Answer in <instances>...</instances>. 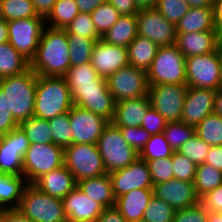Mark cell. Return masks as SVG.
Returning <instances> with one entry per match:
<instances>
[{"label":"cell","mask_w":222,"mask_h":222,"mask_svg":"<svg viewBox=\"0 0 222 222\" xmlns=\"http://www.w3.org/2000/svg\"><path fill=\"white\" fill-rule=\"evenodd\" d=\"M70 50L67 32L45 26L30 68L41 76H64L70 68Z\"/></svg>","instance_id":"obj_1"},{"label":"cell","mask_w":222,"mask_h":222,"mask_svg":"<svg viewBox=\"0 0 222 222\" xmlns=\"http://www.w3.org/2000/svg\"><path fill=\"white\" fill-rule=\"evenodd\" d=\"M72 107L71 91L64 76L38 75L34 116L50 120Z\"/></svg>","instance_id":"obj_2"},{"label":"cell","mask_w":222,"mask_h":222,"mask_svg":"<svg viewBox=\"0 0 222 222\" xmlns=\"http://www.w3.org/2000/svg\"><path fill=\"white\" fill-rule=\"evenodd\" d=\"M37 78L31 68L21 74L0 78V88L7 95L8 109L18 123L34 115Z\"/></svg>","instance_id":"obj_3"},{"label":"cell","mask_w":222,"mask_h":222,"mask_svg":"<svg viewBox=\"0 0 222 222\" xmlns=\"http://www.w3.org/2000/svg\"><path fill=\"white\" fill-rule=\"evenodd\" d=\"M185 59L176 44L158 47L156 56L147 71L148 84L187 85Z\"/></svg>","instance_id":"obj_4"},{"label":"cell","mask_w":222,"mask_h":222,"mask_svg":"<svg viewBox=\"0 0 222 222\" xmlns=\"http://www.w3.org/2000/svg\"><path fill=\"white\" fill-rule=\"evenodd\" d=\"M17 209L31 222H68L62 199L41 192L33 184L24 189Z\"/></svg>","instance_id":"obj_5"},{"label":"cell","mask_w":222,"mask_h":222,"mask_svg":"<svg viewBox=\"0 0 222 222\" xmlns=\"http://www.w3.org/2000/svg\"><path fill=\"white\" fill-rule=\"evenodd\" d=\"M97 147L108 174L125 168L139 157V153L123 139L120 128L112 122L103 130Z\"/></svg>","instance_id":"obj_6"},{"label":"cell","mask_w":222,"mask_h":222,"mask_svg":"<svg viewBox=\"0 0 222 222\" xmlns=\"http://www.w3.org/2000/svg\"><path fill=\"white\" fill-rule=\"evenodd\" d=\"M64 165L77 182L107 174L97 144H71L64 149Z\"/></svg>","instance_id":"obj_7"},{"label":"cell","mask_w":222,"mask_h":222,"mask_svg":"<svg viewBox=\"0 0 222 222\" xmlns=\"http://www.w3.org/2000/svg\"><path fill=\"white\" fill-rule=\"evenodd\" d=\"M64 165V149L54 143L31 144L23 158V176L33 184L43 174Z\"/></svg>","instance_id":"obj_8"},{"label":"cell","mask_w":222,"mask_h":222,"mask_svg":"<svg viewBox=\"0 0 222 222\" xmlns=\"http://www.w3.org/2000/svg\"><path fill=\"white\" fill-rule=\"evenodd\" d=\"M217 51L185 59L188 87L208 88L217 91L221 81V59Z\"/></svg>","instance_id":"obj_9"},{"label":"cell","mask_w":222,"mask_h":222,"mask_svg":"<svg viewBox=\"0 0 222 222\" xmlns=\"http://www.w3.org/2000/svg\"><path fill=\"white\" fill-rule=\"evenodd\" d=\"M106 82L115 102L148 96L147 72L131 65L108 76Z\"/></svg>","instance_id":"obj_10"},{"label":"cell","mask_w":222,"mask_h":222,"mask_svg":"<svg viewBox=\"0 0 222 222\" xmlns=\"http://www.w3.org/2000/svg\"><path fill=\"white\" fill-rule=\"evenodd\" d=\"M8 42L26 59L31 61L37 52L45 24L43 17H30L7 22Z\"/></svg>","instance_id":"obj_11"},{"label":"cell","mask_w":222,"mask_h":222,"mask_svg":"<svg viewBox=\"0 0 222 222\" xmlns=\"http://www.w3.org/2000/svg\"><path fill=\"white\" fill-rule=\"evenodd\" d=\"M187 90L188 86L182 84L149 85L150 105L167 122H178L181 120Z\"/></svg>","instance_id":"obj_12"},{"label":"cell","mask_w":222,"mask_h":222,"mask_svg":"<svg viewBox=\"0 0 222 222\" xmlns=\"http://www.w3.org/2000/svg\"><path fill=\"white\" fill-rule=\"evenodd\" d=\"M136 18L139 36L150 39L158 47L176 43V26L164 18L155 7L139 9Z\"/></svg>","instance_id":"obj_13"},{"label":"cell","mask_w":222,"mask_h":222,"mask_svg":"<svg viewBox=\"0 0 222 222\" xmlns=\"http://www.w3.org/2000/svg\"><path fill=\"white\" fill-rule=\"evenodd\" d=\"M73 105L89 110L112 121L115 105L113 95L107 85H86L69 87Z\"/></svg>","instance_id":"obj_14"},{"label":"cell","mask_w":222,"mask_h":222,"mask_svg":"<svg viewBox=\"0 0 222 222\" xmlns=\"http://www.w3.org/2000/svg\"><path fill=\"white\" fill-rule=\"evenodd\" d=\"M72 144H97L103 130L110 122L103 116L73 105L69 110Z\"/></svg>","instance_id":"obj_15"},{"label":"cell","mask_w":222,"mask_h":222,"mask_svg":"<svg viewBox=\"0 0 222 222\" xmlns=\"http://www.w3.org/2000/svg\"><path fill=\"white\" fill-rule=\"evenodd\" d=\"M30 143L25 132L16 127L0 137V172L23 175V158Z\"/></svg>","instance_id":"obj_16"},{"label":"cell","mask_w":222,"mask_h":222,"mask_svg":"<svg viewBox=\"0 0 222 222\" xmlns=\"http://www.w3.org/2000/svg\"><path fill=\"white\" fill-rule=\"evenodd\" d=\"M115 198L134 189H153L148 164L138 157L125 168L109 173Z\"/></svg>","instance_id":"obj_17"},{"label":"cell","mask_w":222,"mask_h":222,"mask_svg":"<svg viewBox=\"0 0 222 222\" xmlns=\"http://www.w3.org/2000/svg\"><path fill=\"white\" fill-rule=\"evenodd\" d=\"M90 63L101 77L107 78L130 65L127 47L111 45L100 39L94 45Z\"/></svg>","instance_id":"obj_18"},{"label":"cell","mask_w":222,"mask_h":222,"mask_svg":"<svg viewBox=\"0 0 222 222\" xmlns=\"http://www.w3.org/2000/svg\"><path fill=\"white\" fill-rule=\"evenodd\" d=\"M215 94L213 89L188 87L180 121L196 127L207 115L214 113Z\"/></svg>","instance_id":"obj_19"},{"label":"cell","mask_w":222,"mask_h":222,"mask_svg":"<svg viewBox=\"0 0 222 222\" xmlns=\"http://www.w3.org/2000/svg\"><path fill=\"white\" fill-rule=\"evenodd\" d=\"M153 195L165 201L175 210L192 207L199 203L194 183L175 178L154 184Z\"/></svg>","instance_id":"obj_20"},{"label":"cell","mask_w":222,"mask_h":222,"mask_svg":"<svg viewBox=\"0 0 222 222\" xmlns=\"http://www.w3.org/2000/svg\"><path fill=\"white\" fill-rule=\"evenodd\" d=\"M62 203L68 222H96L105 209L87 197L78 186L62 199Z\"/></svg>","instance_id":"obj_21"},{"label":"cell","mask_w":222,"mask_h":222,"mask_svg":"<svg viewBox=\"0 0 222 222\" xmlns=\"http://www.w3.org/2000/svg\"><path fill=\"white\" fill-rule=\"evenodd\" d=\"M33 185L43 193L63 199L77 186V183L72 172L63 165L49 173L43 174Z\"/></svg>","instance_id":"obj_22"},{"label":"cell","mask_w":222,"mask_h":222,"mask_svg":"<svg viewBox=\"0 0 222 222\" xmlns=\"http://www.w3.org/2000/svg\"><path fill=\"white\" fill-rule=\"evenodd\" d=\"M150 107L148 96L116 102L111 122L117 127H139Z\"/></svg>","instance_id":"obj_23"},{"label":"cell","mask_w":222,"mask_h":222,"mask_svg":"<svg viewBox=\"0 0 222 222\" xmlns=\"http://www.w3.org/2000/svg\"><path fill=\"white\" fill-rule=\"evenodd\" d=\"M153 189H134L129 193L116 198L114 207L121 213L127 222L143 219Z\"/></svg>","instance_id":"obj_24"},{"label":"cell","mask_w":222,"mask_h":222,"mask_svg":"<svg viewBox=\"0 0 222 222\" xmlns=\"http://www.w3.org/2000/svg\"><path fill=\"white\" fill-rule=\"evenodd\" d=\"M175 44L186 58L212 53L216 51L215 31L177 34Z\"/></svg>","instance_id":"obj_25"},{"label":"cell","mask_w":222,"mask_h":222,"mask_svg":"<svg viewBox=\"0 0 222 222\" xmlns=\"http://www.w3.org/2000/svg\"><path fill=\"white\" fill-rule=\"evenodd\" d=\"M213 7H190L176 25V34L215 31Z\"/></svg>","instance_id":"obj_26"},{"label":"cell","mask_w":222,"mask_h":222,"mask_svg":"<svg viewBox=\"0 0 222 222\" xmlns=\"http://www.w3.org/2000/svg\"><path fill=\"white\" fill-rule=\"evenodd\" d=\"M80 190L91 200L100 203L105 208L115 205V196L113 193L112 182L109 174L98 177H92L77 182Z\"/></svg>","instance_id":"obj_27"},{"label":"cell","mask_w":222,"mask_h":222,"mask_svg":"<svg viewBox=\"0 0 222 222\" xmlns=\"http://www.w3.org/2000/svg\"><path fill=\"white\" fill-rule=\"evenodd\" d=\"M27 185L23 175L0 172V210L18 208Z\"/></svg>","instance_id":"obj_28"},{"label":"cell","mask_w":222,"mask_h":222,"mask_svg":"<svg viewBox=\"0 0 222 222\" xmlns=\"http://www.w3.org/2000/svg\"><path fill=\"white\" fill-rule=\"evenodd\" d=\"M137 35L136 15H121L102 39L111 45L127 47Z\"/></svg>","instance_id":"obj_29"},{"label":"cell","mask_w":222,"mask_h":222,"mask_svg":"<svg viewBox=\"0 0 222 222\" xmlns=\"http://www.w3.org/2000/svg\"><path fill=\"white\" fill-rule=\"evenodd\" d=\"M127 50L129 64L147 72L156 56L158 46L150 39L137 35L127 46Z\"/></svg>","instance_id":"obj_30"},{"label":"cell","mask_w":222,"mask_h":222,"mask_svg":"<svg viewBox=\"0 0 222 222\" xmlns=\"http://www.w3.org/2000/svg\"><path fill=\"white\" fill-rule=\"evenodd\" d=\"M30 68V61L9 42L0 44V78L21 74Z\"/></svg>","instance_id":"obj_31"},{"label":"cell","mask_w":222,"mask_h":222,"mask_svg":"<svg viewBox=\"0 0 222 222\" xmlns=\"http://www.w3.org/2000/svg\"><path fill=\"white\" fill-rule=\"evenodd\" d=\"M64 78L68 87L107 85L106 78L101 77L91 63L70 66Z\"/></svg>","instance_id":"obj_32"},{"label":"cell","mask_w":222,"mask_h":222,"mask_svg":"<svg viewBox=\"0 0 222 222\" xmlns=\"http://www.w3.org/2000/svg\"><path fill=\"white\" fill-rule=\"evenodd\" d=\"M18 127L25 132L30 145L53 143L51 128L46 119L37 118L33 115L22 120Z\"/></svg>","instance_id":"obj_33"},{"label":"cell","mask_w":222,"mask_h":222,"mask_svg":"<svg viewBox=\"0 0 222 222\" xmlns=\"http://www.w3.org/2000/svg\"><path fill=\"white\" fill-rule=\"evenodd\" d=\"M79 13L76 0H57L45 24L47 27L65 29Z\"/></svg>","instance_id":"obj_34"},{"label":"cell","mask_w":222,"mask_h":222,"mask_svg":"<svg viewBox=\"0 0 222 222\" xmlns=\"http://www.w3.org/2000/svg\"><path fill=\"white\" fill-rule=\"evenodd\" d=\"M193 183L196 195L200 198L222 185V172L206 163L197 165Z\"/></svg>","instance_id":"obj_35"},{"label":"cell","mask_w":222,"mask_h":222,"mask_svg":"<svg viewBox=\"0 0 222 222\" xmlns=\"http://www.w3.org/2000/svg\"><path fill=\"white\" fill-rule=\"evenodd\" d=\"M195 134L210 146L222 145V117L212 113L196 127Z\"/></svg>","instance_id":"obj_36"},{"label":"cell","mask_w":222,"mask_h":222,"mask_svg":"<svg viewBox=\"0 0 222 222\" xmlns=\"http://www.w3.org/2000/svg\"><path fill=\"white\" fill-rule=\"evenodd\" d=\"M0 17L8 22L40 16L31 0H0Z\"/></svg>","instance_id":"obj_37"},{"label":"cell","mask_w":222,"mask_h":222,"mask_svg":"<svg viewBox=\"0 0 222 222\" xmlns=\"http://www.w3.org/2000/svg\"><path fill=\"white\" fill-rule=\"evenodd\" d=\"M71 66L90 63L96 41L76 34H67Z\"/></svg>","instance_id":"obj_38"},{"label":"cell","mask_w":222,"mask_h":222,"mask_svg":"<svg viewBox=\"0 0 222 222\" xmlns=\"http://www.w3.org/2000/svg\"><path fill=\"white\" fill-rule=\"evenodd\" d=\"M90 15L92 22L101 37L106 34L121 16L114 6L108 2L99 5L90 13Z\"/></svg>","instance_id":"obj_39"},{"label":"cell","mask_w":222,"mask_h":222,"mask_svg":"<svg viewBox=\"0 0 222 222\" xmlns=\"http://www.w3.org/2000/svg\"><path fill=\"white\" fill-rule=\"evenodd\" d=\"M163 134L173 151H178L187 140L195 135V127L182 121L167 122Z\"/></svg>","instance_id":"obj_40"},{"label":"cell","mask_w":222,"mask_h":222,"mask_svg":"<svg viewBox=\"0 0 222 222\" xmlns=\"http://www.w3.org/2000/svg\"><path fill=\"white\" fill-rule=\"evenodd\" d=\"M173 149L165 139L163 133L151 135L145 147L139 153V157L145 161L171 157Z\"/></svg>","instance_id":"obj_41"},{"label":"cell","mask_w":222,"mask_h":222,"mask_svg":"<svg viewBox=\"0 0 222 222\" xmlns=\"http://www.w3.org/2000/svg\"><path fill=\"white\" fill-rule=\"evenodd\" d=\"M53 137V143L65 149L72 144V129L70 127L69 112L57 115L48 120Z\"/></svg>","instance_id":"obj_42"},{"label":"cell","mask_w":222,"mask_h":222,"mask_svg":"<svg viewBox=\"0 0 222 222\" xmlns=\"http://www.w3.org/2000/svg\"><path fill=\"white\" fill-rule=\"evenodd\" d=\"M175 211L165 201L153 195L144 211L143 219L147 222H172Z\"/></svg>","instance_id":"obj_43"},{"label":"cell","mask_w":222,"mask_h":222,"mask_svg":"<svg viewBox=\"0 0 222 222\" xmlns=\"http://www.w3.org/2000/svg\"><path fill=\"white\" fill-rule=\"evenodd\" d=\"M67 34H76L94 41L102 39L98 34L90 13H79L65 28Z\"/></svg>","instance_id":"obj_44"},{"label":"cell","mask_w":222,"mask_h":222,"mask_svg":"<svg viewBox=\"0 0 222 222\" xmlns=\"http://www.w3.org/2000/svg\"><path fill=\"white\" fill-rule=\"evenodd\" d=\"M210 147L209 144L195 134L187 140L177 152L189 158L194 164L200 165L205 163Z\"/></svg>","instance_id":"obj_45"},{"label":"cell","mask_w":222,"mask_h":222,"mask_svg":"<svg viewBox=\"0 0 222 222\" xmlns=\"http://www.w3.org/2000/svg\"><path fill=\"white\" fill-rule=\"evenodd\" d=\"M155 8L164 18L176 26L188 12L190 6L184 0H157Z\"/></svg>","instance_id":"obj_46"},{"label":"cell","mask_w":222,"mask_h":222,"mask_svg":"<svg viewBox=\"0 0 222 222\" xmlns=\"http://www.w3.org/2000/svg\"><path fill=\"white\" fill-rule=\"evenodd\" d=\"M172 169L175 179L182 181L193 182L197 165L194 164L189 158L181 155L179 152L174 151L171 156Z\"/></svg>","instance_id":"obj_47"},{"label":"cell","mask_w":222,"mask_h":222,"mask_svg":"<svg viewBox=\"0 0 222 222\" xmlns=\"http://www.w3.org/2000/svg\"><path fill=\"white\" fill-rule=\"evenodd\" d=\"M154 184L174 178L171 157L146 161Z\"/></svg>","instance_id":"obj_48"},{"label":"cell","mask_w":222,"mask_h":222,"mask_svg":"<svg viewBox=\"0 0 222 222\" xmlns=\"http://www.w3.org/2000/svg\"><path fill=\"white\" fill-rule=\"evenodd\" d=\"M123 139L138 153L145 147L150 139V134L141 126L139 127H119Z\"/></svg>","instance_id":"obj_49"},{"label":"cell","mask_w":222,"mask_h":222,"mask_svg":"<svg viewBox=\"0 0 222 222\" xmlns=\"http://www.w3.org/2000/svg\"><path fill=\"white\" fill-rule=\"evenodd\" d=\"M208 211L199 202L192 207L175 211L172 222H207Z\"/></svg>","instance_id":"obj_50"},{"label":"cell","mask_w":222,"mask_h":222,"mask_svg":"<svg viewBox=\"0 0 222 222\" xmlns=\"http://www.w3.org/2000/svg\"><path fill=\"white\" fill-rule=\"evenodd\" d=\"M18 124L12 115V111L8 109L7 95L0 88V137L7 135L14 128L18 127Z\"/></svg>","instance_id":"obj_51"},{"label":"cell","mask_w":222,"mask_h":222,"mask_svg":"<svg viewBox=\"0 0 222 222\" xmlns=\"http://www.w3.org/2000/svg\"><path fill=\"white\" fill-rule=\"evenodd\" d=\"M166 124L167 121L158 113V111L150 107L145 114L141 127L150 135H155L163 133Z\"/></svg>","instance_id":"obj_52"},{"label":"cell","mask_w":222,"mask_h":222,"mask_svg":"<svg viewBox=\"0 0 222 222\" xmlns=\"http://www.w3.org/2000/svg\"><path fill=\"white\" fill-rule=\"evenodd\" d=\"M199 202L207 211L222 213V185L205 193L199 198Z\"/></svg>","instance_id":"obj_53"},{"label":"cell","mask_w":222,"mask_h":222,"mask_svg":"<svg viewBox=\"0 0 222 222\" xmlns=\"http://www.w3.org/2000/svg\"><path fill=\"white\" fill-rule=\"evenodd\" d=\"M121 15H136L139 8L134 0H107Z\"/></svg>","instance_id":"obj_54"},{"label":"cell","mask_w":222,"mask_h":222,"mask_svg":"<svg viewBox=\"0 0 222 222\" xmlns=\"http://www.w3.org/2000/svg\"><path fill=\"white\" fill-rule=\"evenodd\" d=\"M0 222H31L17 208L0 210Z\"/></svg>","instance_id":"obj_55"},{"label":"cell","mask_w":222,"mask_h":222,"mask_svg":"<svg viewBox=\"0 0 222 222\" xmlns=\"http://www.w3.org/2000/svg\"><path fill=\"white\" fill-rule=\"evenodd\" d=\"M205 163L222 172V145L210 147Z\"/></svg>","instance_id":"obj_56"},{"label":"cell","mask_w":222,"mask_h":222,"mask_svg":"<svg viewBox=\"0 0 222 222\" xmlns=\"http://www.w3.org/2000/svg\"><path fill=\"white\" fill-rule=\"evenodd\" d=\"M96 222H127L121 213L113 206L105 208Z\"/></svg>","instance_id":"obj_57"},{"label":"cell","mask_w":222,"mask_h":222,"mask_svg":"<svg viewBox=\"0 0 222 222\" xmlns=\"http://www.w3.org/2000/svg\"><path fill=\"white\" fill-rule=\"evenodd\" d=\"M34 4L37 15L46 19L51 13L57 0H31Z\"/></svg>","instance_id":"obj_58"},{"label":"cell","mask_w":222,"mask_h":222,"mask_svg":"<svg viewBox=\"0 0 222 222\" xmlns=\"http://www.w3.org/2000/svg\"><path fill=\"white\" fill-rule=\"evenodd\" d=\"M107 0H76L79 12L91 13L99 5L106 3Z\"/></svg>","instance_id":"obj_59"},{"label":"cell","mask_w":222,"mask_h":222,"mask_svg":"<svg viewBox=\"0 0 222 222\" xmlns=\"http://www.w3.org/2000/svg\"><path fill=\"white\" fill-rule=\"evenodd\" d=\"M213 9H214L215 26H221L222 25V0H215Z\"/></svg>","instance_id":"obj_60"},{"label":"cell","mask_w":222,"mask_h":222,"mask_svg":"<svg viewBox=\"0 0 222 222\" xmlns=\"http://www.w3.org/2000/svg\"><path fill=\"white\" fill-rule=\"evenodd\" d=\"M9 39V30L7 21L4 18L0 17V44L8 42Z\"/></svg>","instance_id":"obj_61"},{"label":"cell","mask_w":222,"mask_h":222,"mask_svg":"<svg viewBox=\"0 0 222 222\" xmlns=\"http://www.w3.org/2000/svg\"><path fill=\"white\" fill-rule=\"evenodd\" d=\"M214 113L222 117V89L216 91L214 98Z\"/></svg>","instance_id":"obj_62"},{"label":"cell","mask_w":222,"mask_h":222,"mask_svg":"<svg viewBox=\"0 0 222 222\" xmlns=\"http://www.w3.org/2000/svg\"><path fill=\"white\" fill-rule=\"evenodd\" d=\"M190 7H214L215 0H184Z\"/></svg>","instance_id":"obj_63"},{"label":"cell","mask_w":222,"mask_h":222,"mask_svg":"<svg viewBox=\"0 0 222 222\" xmlns=\"http://www.w3.org/2000/svg\"><path fill=\"white\" fill-rule=\"evenodd\" d=\"M216 51L222 55V25L215 28Z\"/></svg>","instance_id":"obj_64"},{"label":"cell","mask_w":222,"mask_h":222,"mask_svg":"<svg viewBox=\"0 0 222 222\" xmlns=\"http://www.w3.org/2000/svg\"><path fill=\"white\" fill-rule=\"evenodd\" d=\"M139 9L153 8L156 6L157 0H134Z\"/></svg>","instance_id":"obj_65"},{"label":"cell","mask_w":222,"mask_h":222,"mask_svg":"<svg viewBox=\"0 0 222 222\" xmlns=\"http://www.w3.org/2000/svg\"><path fill=\"white\" fill-rule=\"evenodd\" d=\"M207 222H222V213L208 211Z\"/></svg>","instance_id":"obj_66"},{"label":"cell","mask_w":222,"mask_h":222,"mask_svg":"<svg viewBox=\"0 0 222 222\" xmlns=\"http://www.w3.org/2000/svg\"><path fill=\"white\" fill-rule=\"evenodd\" d=\"M221 59V81H220V88L222 89V55L220 56Z\"/></svg>","instance_id":"obj_67"},{"label":"cell","mask_w":222,"mask_h":222,"mask_svg":"<svg viewBox=\"0 0 222 222\" xmlns=\"http://www.w3.org/2000/svg\"><path fill=\"white\" fill-rule=\"evenodd\" d=\"M132 222H147L144 219H140V220H136V221H132Z\"/></svg>","instance_id":"obj_68"}]
</instances>
